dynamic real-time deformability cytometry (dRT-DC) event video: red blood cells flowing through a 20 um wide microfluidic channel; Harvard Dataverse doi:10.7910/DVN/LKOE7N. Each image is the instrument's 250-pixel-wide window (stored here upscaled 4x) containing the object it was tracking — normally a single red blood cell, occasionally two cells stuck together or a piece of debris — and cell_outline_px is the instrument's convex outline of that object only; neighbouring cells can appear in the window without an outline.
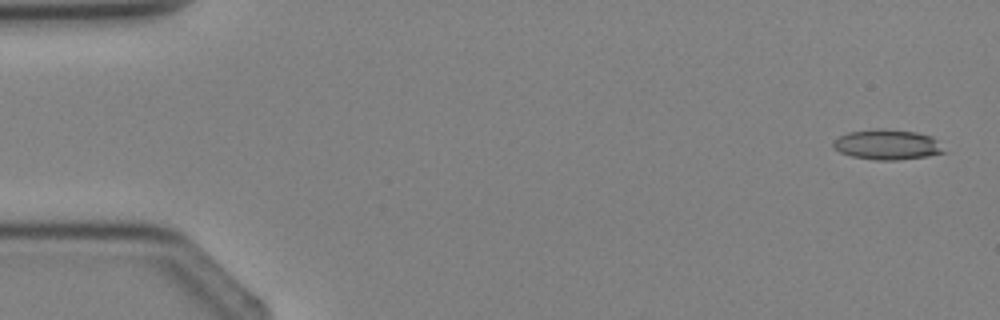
{"species": "Egyptian fruit bat (a non-hibernating species)", "species_latin": "Rousettus aegyptiacus", "temperature_condition": "cold", "stored_images_in_passage": 4, "camera_frame_rate_fps": 3000, "um_per_image_px": 0.085, "animal": {"sex": "female"}, "frame": {"image": 1, "passage_image": 1, "time_ms": 0.0, "image_size_px": [1000, 320], "cell_outline_px": [[948, 152], [928, 156], [896, 160], [876, 160], [852, 156], [840, 152], [832, 148], [832, 144], [840, 136], [848, 132], [876, 128], [880, 128], [916, 132], [932, 136]], "centroid_in_image_um": [75.43, 12.29], "position_along_channel_um": 9.6, "area_um2": 19.54}}